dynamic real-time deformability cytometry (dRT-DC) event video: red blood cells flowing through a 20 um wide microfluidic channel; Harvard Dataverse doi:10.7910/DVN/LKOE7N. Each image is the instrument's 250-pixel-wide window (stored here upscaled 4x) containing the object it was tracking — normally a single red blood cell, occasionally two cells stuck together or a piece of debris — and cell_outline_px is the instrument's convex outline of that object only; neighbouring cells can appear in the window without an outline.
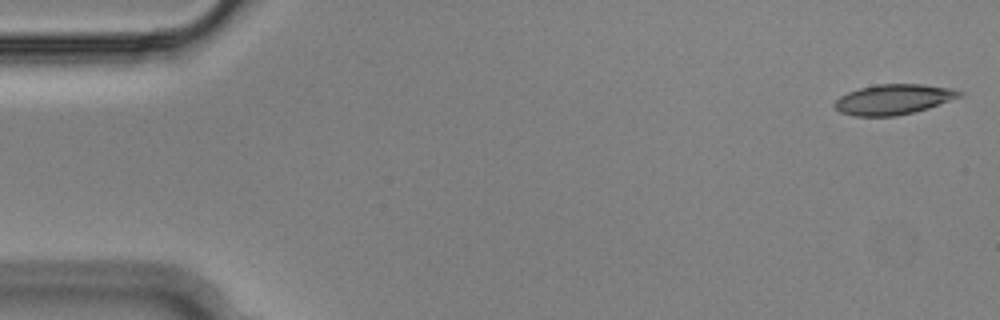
{"species": "Egyptian fruit bat (a non-hibernating species)", "species_latin": "Rousettus aegyptiacus", "temperature_condition": "cold", "stored_images_in_passage": 54, "camera_frame_rate_fps": 3000, "um_per_image_px": 0.085, "animal": {"sex": "male"}, "frame": {"image": 1, "passage_image": 1, "time_ms": 0.0, "image_size_px": [1000, 320], "cell_outline_px": [[964, 96], [928, 108], [896, 116], [852, 116], [840, 112], [832, 104], [840, 96], [848, 92], [860, 88], [876, 84], [920, 84], [952, 88], [964, 92]], "centroid_in_image_um": [75.96, 8.44], "position_along_channel_um": 9.0, "area_um2": 22.08}}
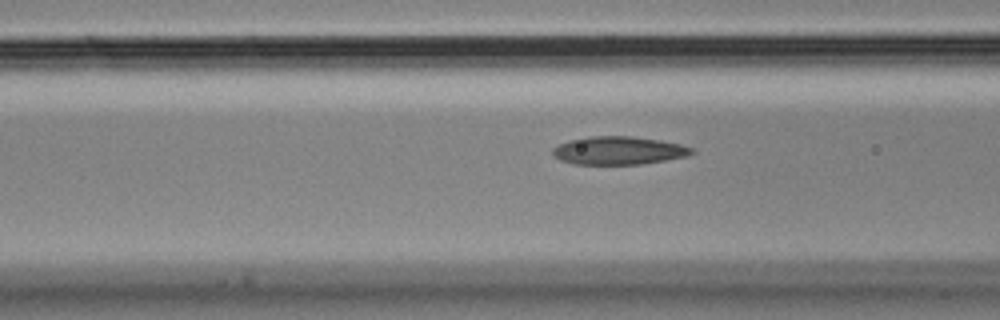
{"frame": {"image": 2, "passage_image": 20, "time_ms": 6.333, "image_size_px": [1000, 320], "cell_outline_px": [[696, 152], [688, 156], [640, 164], [572, 164], [560, 160], [552, 156], [552, 148], [568, 140], [588, 136], [632, 136], [660, 140], [680, 144], [692, 148]], "centroid_in_image_um": [52.55, 12.79], "position_along_channel_um": 114.0, "area_um2": 22.89}}
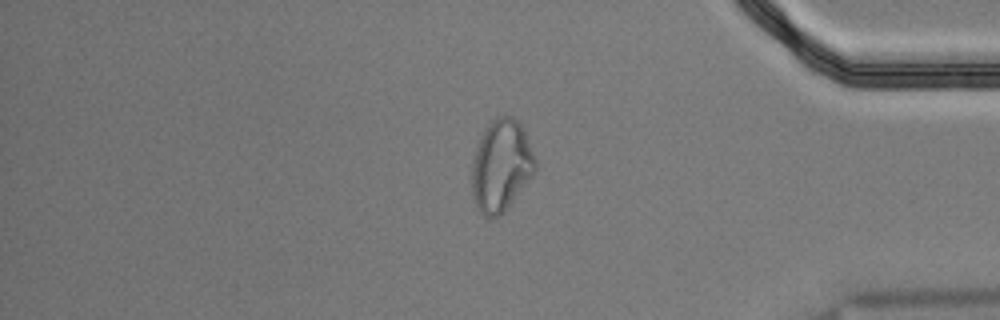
{"frame": {"image": 3, "passage_image": 45, "time_ms": 14.667, "image_size_px": [1000, 320], "cell_outline_px": [[536, 172], [504, 212], [500, 216], [484, 216], [480, 212], [476, 204], [472, 192], [472, 160], [476, 148], [484, 128], [496, 116], [512, 116], [524, 128], [536, 160]], "centroid_in_image_um": [42.61, 14.06], "position_along_channel_um": 392.6, "area_um2": 33.99}, "authors_computed_cell_mechanics": {"area_um2": 22.9177, "velocity_mm_per_s": 3.6469, "shape_relaxation_time_tau1_ms": null, "shape_relaxation_time_tau2_ms": 2.3547, "deformation_change_tau1": null, "deformation_change_tau2": 0.0852}}